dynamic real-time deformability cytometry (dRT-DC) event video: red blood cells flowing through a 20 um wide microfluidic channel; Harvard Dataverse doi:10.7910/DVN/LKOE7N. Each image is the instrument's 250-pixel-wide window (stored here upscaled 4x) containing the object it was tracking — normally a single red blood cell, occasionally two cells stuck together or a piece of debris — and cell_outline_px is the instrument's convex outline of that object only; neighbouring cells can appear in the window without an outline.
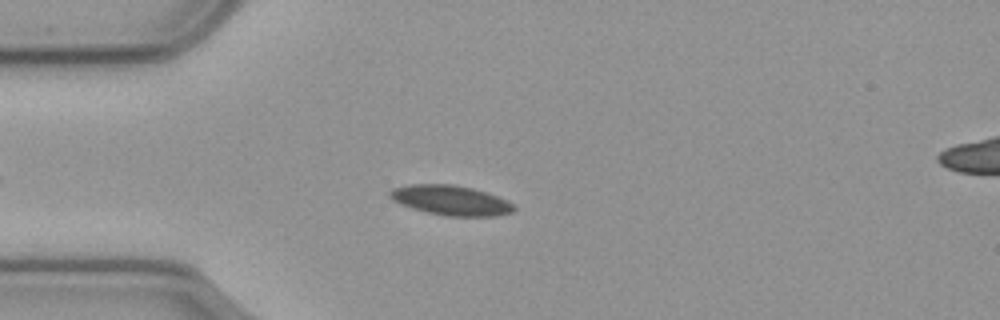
{"species": "common noctule bat (a hibernating species)", "species_latin": "Nyctalus noctula", "temperature_condition": "cold", "stored_images_in_passage": 44, "camera_frame_rate_fps": 3000, "um_per_image_px": 0.085, "animal": {"sex": "male", "body_mass_g": 23.1, "forearm_length_mm": 52.7}, "frame": {"image": 1, "passage_image": 9, "time_ms": 2.667, "image_size_px": [1000, 320], "cell_outline_px": [[516, 208], [512, 212], [496, 216], [444, 216], [412, 208], [392, 200], [388, 196], [388, 192], [392, 188], [412, 184], [452, 184], [472, 188], [496, 196], [512, 204]], "centroid_in_image_um": [38.27, 17.02], "position_along_channel_um": 46.7, "area_um2": 21.39}}
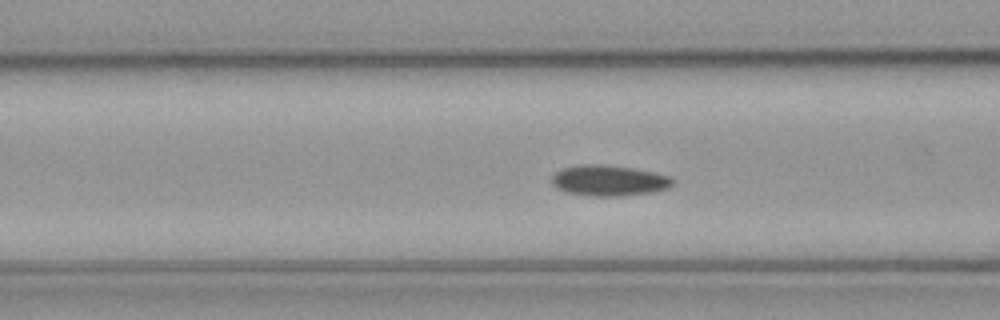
{"frame": {"image": 2, "passage_image": 16, "time_ms": 5.0, "image_size_px": [1000, 320], "cell_outline_px": [[672, 184], [668, 188], [652, 192], [620, 196], [592, 196], [564, 192], [556, 188], [552, 184], [552, 176], [560, 168], [580, 164], [600, 164], [632, 168], [652, 172], [668, 176], [672, 180]], "centroid_in_image_um": [51.68, 15.34], "position_along_channel_um": 114.9, "area_um2": 21.62}}
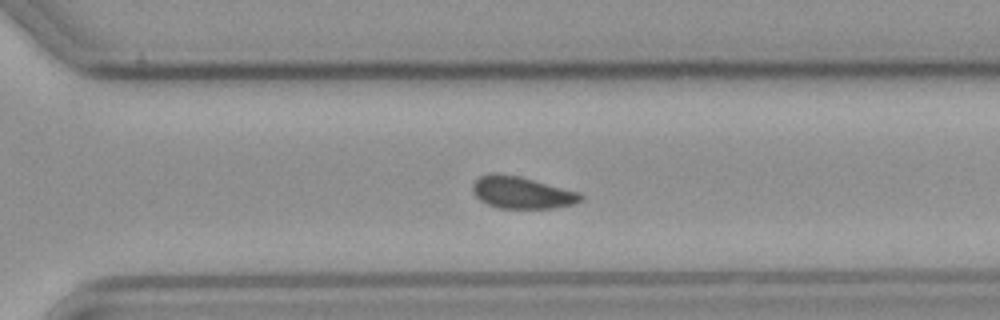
{"frame": {"image": 3, "passage_image": 34, "time_ms": 11.0, "image_size_px": [1000, 320], "cell_outline_px": [[584, 200], [572, 204], [552, 208], [500, 208], [488, 204], [480, 200], [472, 192], [472, 184], [480, 176], [492, 172], [496, 172], [516, 176], [580, 192], [584, 196]], "centroid_in_image_um": [44.34, 16.37], "position_along_channel_um": 326.3, "area_um2": 20.0}}